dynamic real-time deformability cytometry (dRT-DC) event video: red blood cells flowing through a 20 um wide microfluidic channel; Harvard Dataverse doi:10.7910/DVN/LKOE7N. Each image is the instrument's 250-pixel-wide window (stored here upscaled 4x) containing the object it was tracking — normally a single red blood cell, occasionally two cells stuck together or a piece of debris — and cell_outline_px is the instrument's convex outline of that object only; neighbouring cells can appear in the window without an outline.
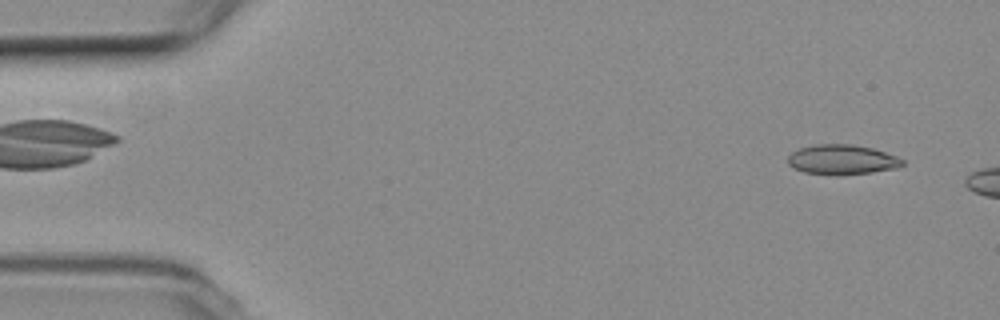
{"species": "common noctule bat (a hibernating species)", "species_latin": "Nyctalus noctula", "temperature_condition": "room temperature", "stored_images_in_passage": 7, "camera_frame_rate_fps": 3000, "um_per_image_px": 0.085, "animal": {"sex": "female", "body_mass_g": 19.3, "forearm_length_mm": 54.1}, "frame": {"image": 1, "passage_image": 3, "time_ms": 0.667, "image_size_px": [1000, 320], "cell_outline_px": [[904, 164], [900, 168], [872, 172], [836, 176], [804, 172], [792, 168], [788, 164], [788, 156], [792, 152], [800, 148], [816, 144], [852, 144], [872, 148], [896, 156], [904, 160]], "centroid_in_image_um": [71.57, 13.58], "position_along_channel_um": 13.4, "area_um2": 20.17}}